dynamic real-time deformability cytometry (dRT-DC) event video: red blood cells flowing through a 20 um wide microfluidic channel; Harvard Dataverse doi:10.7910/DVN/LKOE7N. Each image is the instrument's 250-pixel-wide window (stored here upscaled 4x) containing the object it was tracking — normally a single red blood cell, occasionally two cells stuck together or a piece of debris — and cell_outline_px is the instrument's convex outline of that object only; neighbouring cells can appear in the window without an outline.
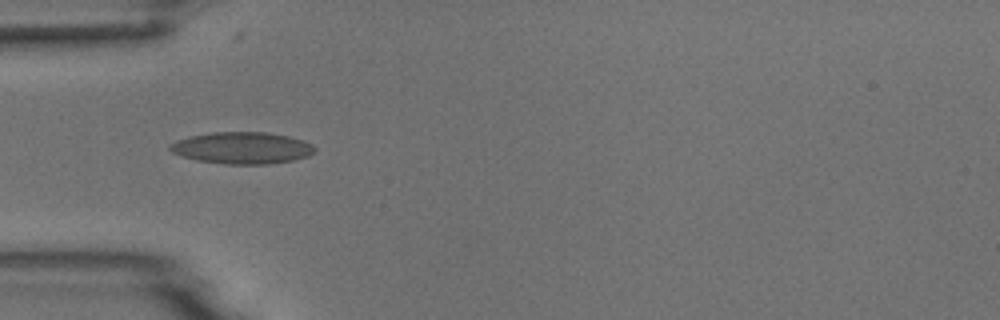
{"species": "common noctule bat (a hibernating species)", "species_latin": "Nyctalus noctula", "temperature_condition": "room temperature", "stored_images_in_passage": 3, "camera_frame_rate_fps": 3000, "um_per_image_px": 0.085, "animal": {"sex": "male", "body_mass_g": 18.8}, "frame": {"image": 1, "passage_image": 1, "time_ms": 0.0, "image_size_px": [1000, 320], "cell_outline_px": [[316, 152], [308, 156], [292, 160], [268, 164], [224, 164], [196, 160], [172, 152], [168, 148], [168, 144], [176, 140], [192, 136], [212, 132], [268, 132], [288, 136], [304, 140], [312, 144], [316, 148]], "centroid_in_image_um": [20.6, 12.57], "position_along_channel_um": 64.4, "area_um2": 26.88}}